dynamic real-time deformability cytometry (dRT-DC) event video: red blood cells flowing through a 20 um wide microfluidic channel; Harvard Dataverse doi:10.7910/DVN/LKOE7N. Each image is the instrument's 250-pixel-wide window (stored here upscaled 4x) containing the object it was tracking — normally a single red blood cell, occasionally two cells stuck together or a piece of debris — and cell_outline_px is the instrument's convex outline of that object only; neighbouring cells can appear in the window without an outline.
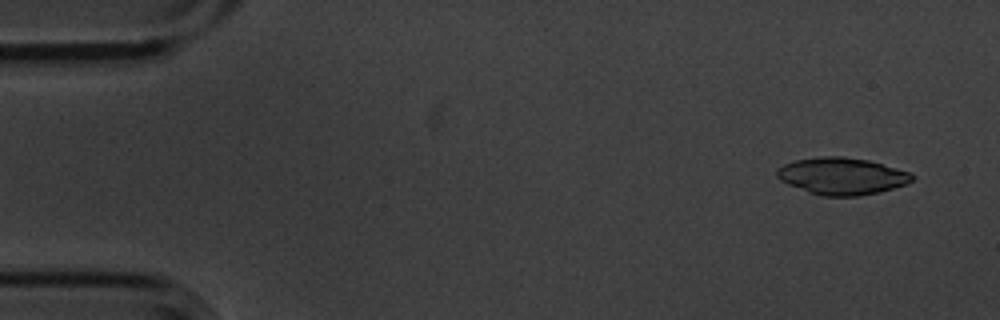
{"species": "common noctule bat (a hibernating species)", "species_latin": "Nyctalus noctula", "temperature_condition": "cold", "stored_images_in_passage": 14, "camera_frame_rate_fps": 3000, "um_per_image_px": 0.085, "animal": {"sex": "male", "body_mass_g": 20.1, "forearm_length_mm": 53.5}, "frame": {"image": 1, "passage_image": 1, "time_ms": 0.0, "image_size_px": [1000, 320], "cell_outline_px": [[912, 180], [908, 184], [880, 192], [860, 196], [820, 196], [808, 192], [788, 184], [780, 180], [776, 176], [776, 168], [784, 164], [796, 160], [820, 156], [844, 156], [868, 160], [912, 172]], "centroid_in_image_um": [71.56, 14.97], "position_along_channel_um": 13.4, "area_um2": 29.36}}